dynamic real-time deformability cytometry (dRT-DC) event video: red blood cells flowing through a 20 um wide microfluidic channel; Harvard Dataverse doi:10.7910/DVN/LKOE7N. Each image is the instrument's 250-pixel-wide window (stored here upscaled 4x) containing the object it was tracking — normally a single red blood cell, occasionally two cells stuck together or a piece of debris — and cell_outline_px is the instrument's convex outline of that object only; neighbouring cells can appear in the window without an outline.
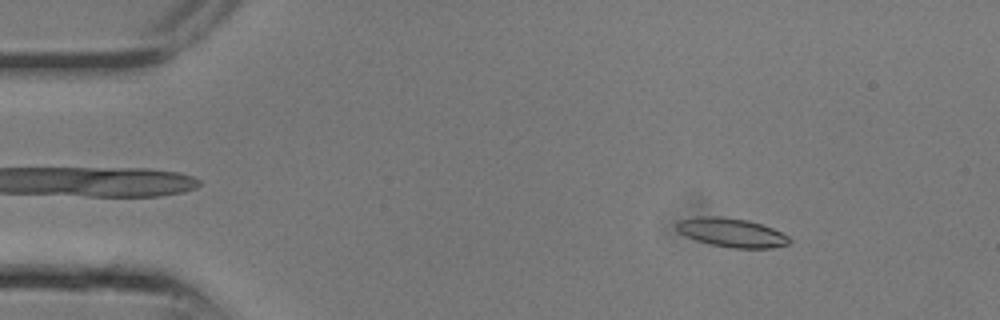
{"species": "common noctule bat (a hibernating species)", "species_latin": "Nyctalus noctula", "temperature_condition": "room temperature", "stored_images_in_passage": 7, "camera_frame_rate_fps": 3000, "um_per_image_px": 0.085, "animal": {"sex": "male", "body_mass_g": 13.3}, "frame": {"image": 1, "passage_image": 3, "time_ms": 0.667, "image_size_px": [1000, 320], "cell_outline_px": [[792, 240], [788, 244], [772, 248], [732, 248], [712, 244], [696, 240], [680, 232], [676, 228], [676, 224], [680, 220], [696, 216], [724, 216], [748, 220], [772, 228], [788, 236]], "centroid_in_image_um": [62.2, 19.76], "position_along_channel_um": 22.8, "area_um2": 18.9}}
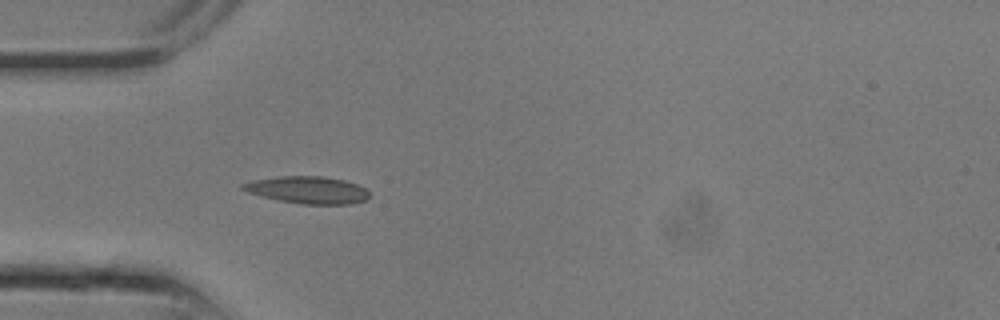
{"frame": {"image": 2, "passage_image": 7, "time_ms": 2.0, "image_size_px": [1000, 320], "cell_outline_px": [[368, 200], [352, 204], [300, 204], [280, 200], [248, 192], [240, 188], [240, 184], [252, 180], [276, 176], [324, 176], [344, 180], [356, 184], [364, 188], [368, 192]], "centroid_in_image_um": [26.15, 16.14], "position_along_channel_um": 58.8, "area_um2": 20.06}}